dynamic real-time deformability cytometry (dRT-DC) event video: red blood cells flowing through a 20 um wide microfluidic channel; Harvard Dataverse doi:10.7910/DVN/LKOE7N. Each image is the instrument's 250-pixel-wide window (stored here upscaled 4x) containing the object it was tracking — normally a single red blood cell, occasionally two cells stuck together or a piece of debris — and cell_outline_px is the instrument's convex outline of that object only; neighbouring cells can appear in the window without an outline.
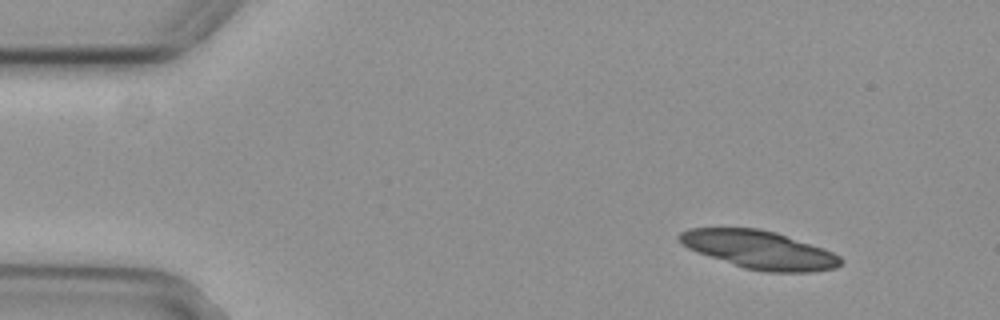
{"species": "common noctule bat (a hibernating species)", "species_latin": "Nyctalus noctula", "temperature_condition": "cold", "stored_images_in_passage": 9, "camera_frame_rate_fps": 3000, "um_per_image_px": 0.085, "animal": {"sex": "female", "body_mass_g": 29.2, "forearm_length_mm": 56.3}, "frame": {"image": 1, "passage_image": 1, "time_ms": 0.0, "image_size_px": [1000, 320], "cell_outline_px": [[844, 260], [836, 268], [812, 272], [764, 272], [744, 268], [688, 248], [680, 244], [676, 236], [680, 232], [688, 228], [760, 228], [776, 232], [832, 252], [840, 256]], "centroid_in_image_um": [64.52, 21.23], "position_along_channel_um": 20.5, "area_um2": 35.66}}